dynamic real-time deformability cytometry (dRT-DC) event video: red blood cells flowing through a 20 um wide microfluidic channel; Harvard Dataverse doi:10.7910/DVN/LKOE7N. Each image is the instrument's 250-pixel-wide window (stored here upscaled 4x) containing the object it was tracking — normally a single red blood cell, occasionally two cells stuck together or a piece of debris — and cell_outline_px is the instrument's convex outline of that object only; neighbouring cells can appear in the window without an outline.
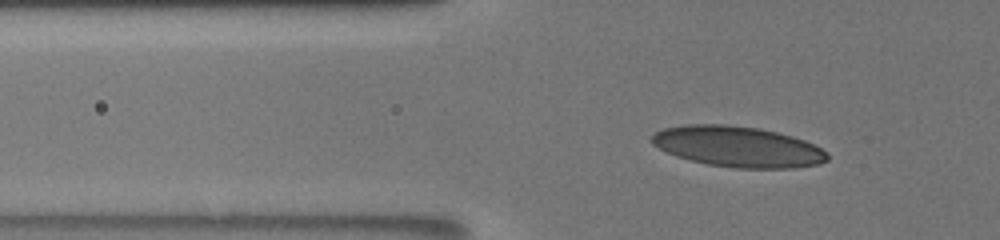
{"species": "human", "species_latin": "Homo sapiens", "temperature_condition": "room temperature", "stored_images_in_passage": 21, "segment_of_instrument_passage": [1, 2], "camera_frame_rate_fps": 3000, "um_per_image_px": 0.085, "donor": {"sex": "male"}, "frame": {"image": 1, "passage_image": 16, "time_ms": 4.333, "image_size_px": [1000, 240], "cell_outline_px": [[828, 160], [820, 164], [792, 168], [736, 168], [708, 164], [688, 160], [676, 156], [652, 144], [648, 140], [656, 132], [664, 128], [688, 124], [724, 124], [760, 128], [792, 136], [804, 140], [820, 148], [828, 156]], "centroid_in_image_um": [62.69, 12.46], "position_along_channel_um": 63.1, "area_um2": 41.56}}